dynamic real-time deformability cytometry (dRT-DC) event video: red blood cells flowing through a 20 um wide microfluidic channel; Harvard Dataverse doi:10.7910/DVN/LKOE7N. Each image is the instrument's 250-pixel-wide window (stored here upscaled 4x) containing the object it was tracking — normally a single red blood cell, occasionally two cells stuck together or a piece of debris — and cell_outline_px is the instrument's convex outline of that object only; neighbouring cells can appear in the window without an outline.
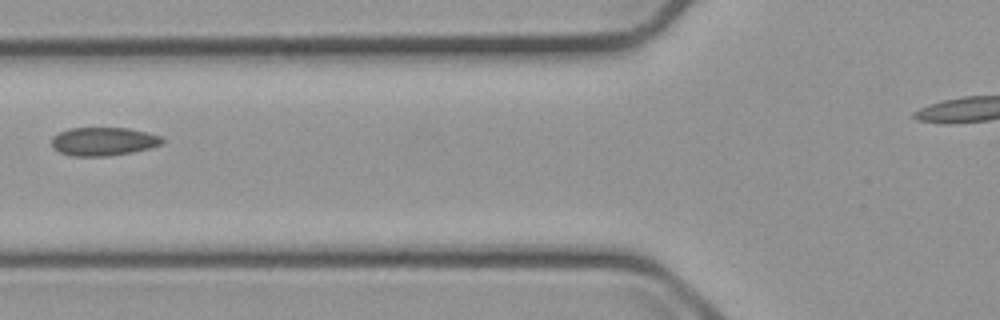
{"species": "common noctule bat (a hibernating species)", "species_latin": "Nyctalus noctula", "temperature_condition": "cold", "stored_images_in_passage": 5, "camera_frame_rate_fps": 3000, "um_per_image_px": 0.085, "animal": {"sex": "male", "body_mass_g": 23.1, "forearm_length_mm": 52.7}, "frame": {"image": 1, "passage_image": 4, "time_ms": 3.333, "image_size_px": [1000, 320], "cell_outline_px": [[164, 140], [160, 144], [148, 148], [132, 152], [108, 156], [72, 156], [60, 152], [52, 148], [52, 136], [60, 132], [72, 128], [128, 128], [148, 132], [160, 136]], "centroid_in_image_um": [8.77, 12.02], "position_along_channel_um": 117.0, "area_um2": 18.21}}
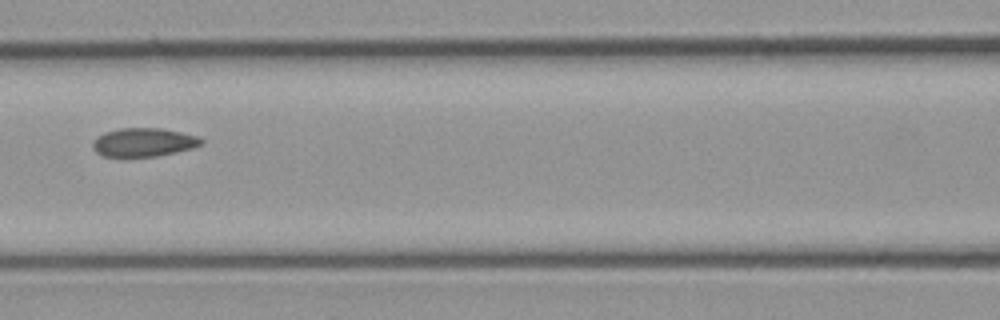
{"frame": {"image": 2, "passage_image": 5, "time_ms": 4.333, "image_size_px": [1000, 320], "cell_outline_px": [[204, 144], [192, 148], [176, 152], [156, 156], [104, 156], [96, 152], [92, 148], [92, 144], [96, 136], [104, 132], [120, 128], [160, 128], [200, 136], [204, 140]], "centroid_in_image_um": [12.22, 12.08], "position_along_channel_um": 154.4, "area_um2": 18.15}}